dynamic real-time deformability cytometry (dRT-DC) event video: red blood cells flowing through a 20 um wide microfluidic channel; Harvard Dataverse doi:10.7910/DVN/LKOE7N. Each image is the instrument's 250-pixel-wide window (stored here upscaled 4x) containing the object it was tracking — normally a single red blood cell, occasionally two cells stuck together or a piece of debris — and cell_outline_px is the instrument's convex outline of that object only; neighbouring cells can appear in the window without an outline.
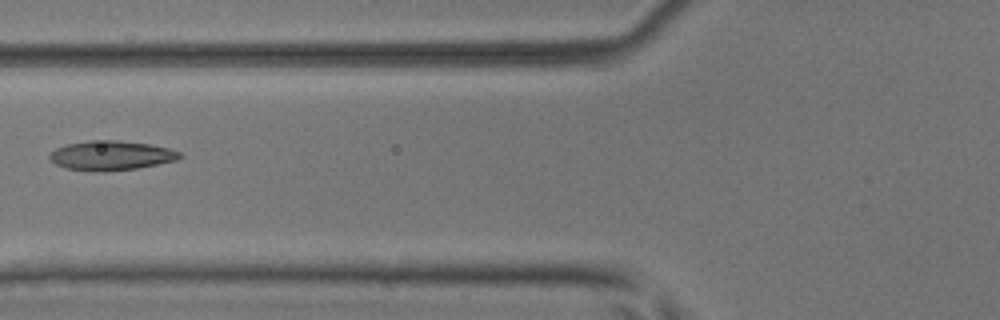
{"species": "common noctule bat (a hibernating species)", "species_latin": "Nyctalus noctula", "temperature_condition": "room temperature", "stored_images_in_passage": 4, "camera_frame_rate_fps": 3000, "um_per_image_px": 0.085, "animal": {"sex": "male", "body_mass_g": 17.9, "forearm_length_mm": 54.2}, "frame": {"image": 1, "passage_image": 2, "time_ms": 0.333, "image_size_px": [1000, 320], "cell_outline_px": [[184, 156], [176, 160], [136, 168], [92, 172], [64, 168], [56, 164], [48, 156], [56, 148], [64, 144], [88, 140], [120, 140], [148, 144], [168, 148], [180, 152]], "centroid_in_image_um": [9.41, 13.21], "position_along_channel_um": 116.4, "area_um2": 22.31}}
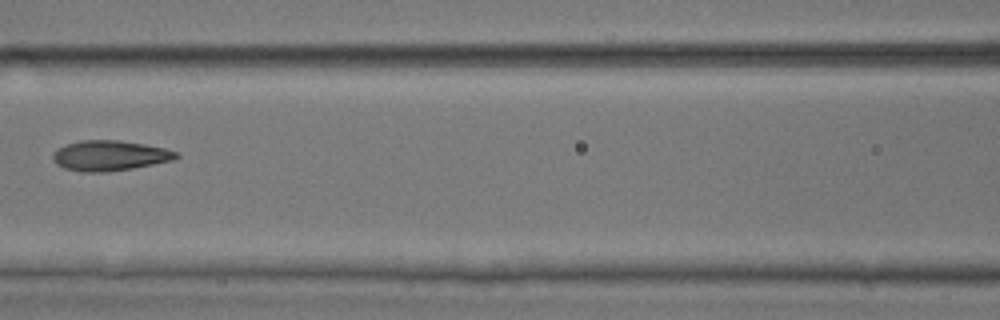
{"frame": {"image": 2, "passage_image": 3, "time_ms": 0.667, "image_size_px": [1000, 320], "cell_outline_px": [[180, 156], [172, 160], [132, 168], [104, 172], [84, 172], [64, 168], [56, 164], [52, 156], [56, 148], [64, 144], [80, 140], [120, 140], [144, 144], [164, 148], [180, 152]], "centroid_in_image_um": [9.3, 13.21], "position_along_channel_um": 157.3, "area_um2": 21.79}}